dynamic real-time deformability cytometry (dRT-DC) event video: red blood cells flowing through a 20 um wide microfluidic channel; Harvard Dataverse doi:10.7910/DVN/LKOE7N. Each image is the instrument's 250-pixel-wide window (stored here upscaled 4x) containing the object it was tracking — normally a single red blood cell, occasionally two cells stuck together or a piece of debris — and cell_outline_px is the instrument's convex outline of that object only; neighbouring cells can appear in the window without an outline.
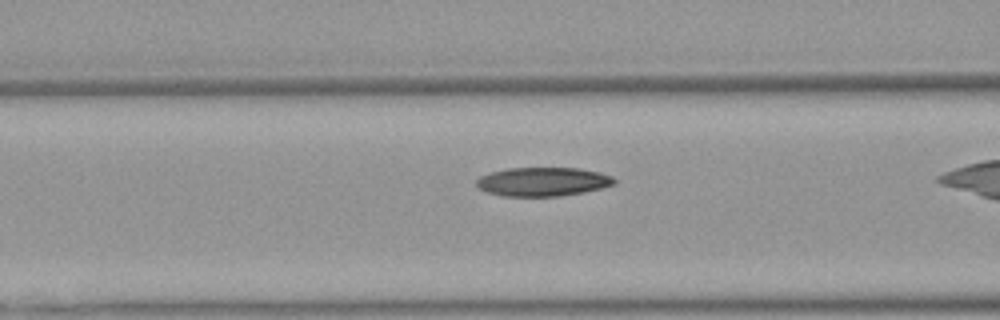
{"species": "Egyptian fruit bat (a non-hibernating species)", "species_latin": "Rousettus aegyptiacus", "temperature_condition": "warm", "stored_images_in_passage": 38, "camera_frame_rate_fps": 3000, "um_per_image_px": 0.085, "animal": {"sex": "female"}, "frame": {"image": 1, "passage_image": 18, "time_ms": 5.667, "image_size_px": [1000, 320], "cell_outline_px": [[616, 184], [584, 192], [560, 196], [504, 196], [488, 192], [480, 188], [476, 184], [476, 180], [480, 176], [492, 172], [508, 168], [580, 168], [600, 172], [612, 176], [616, 180]], "centroid_in_image_um": [46.17, 15.44], "position_along_channel_um": 120.4, "area_um2": 23.12}}
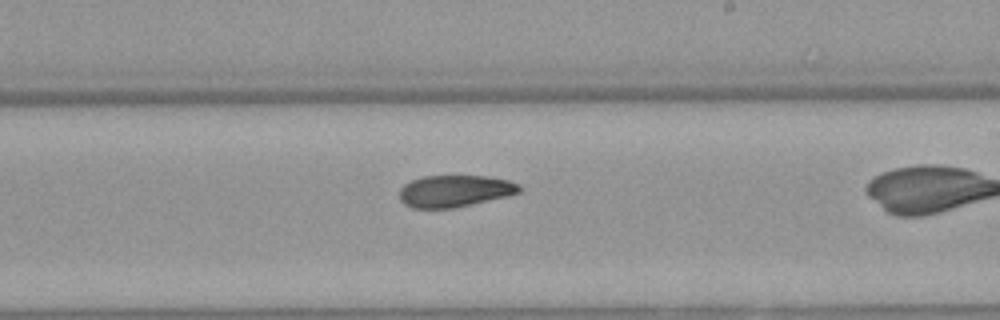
{"frame": {"image": 2, "passage_image": 28, "time_ms": 9.0, "image_size_px": [1000, 320], "cell_outline_px": [[520, 192], [504, 196], [452, 208], [412, 208], [404, 204], [400, 200], [400, 188], [404, 184], [412, 180], [424, 176], [484, 176], [508, 180], [520, 184]], "centroid_in_image_um": [38.6, 16.23], "position_along_channel_um": 250.4, "area_um2": 21.91}}
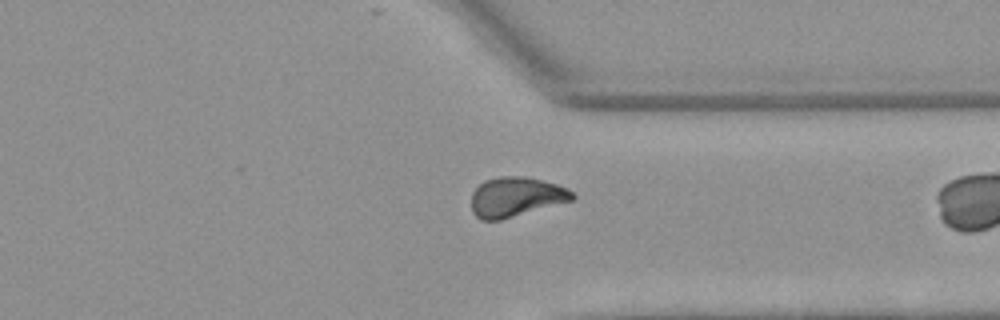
{"frame": {"image": 3, "passage_image": 37, "time_ms": 12.0, "image_size_px": [1000, 320], "cell_outline_px": [[576, 196], [572, 200], [500, 220], [480, 220], [472, 212], [472, 192], [484, 180], [500, 176], [528, 176], [556, 184], [568, 188]], "centroid_in_image_um": [43.84, 16.72], "position_along_channel_um": 367.6, "area_um2": 23.29}}